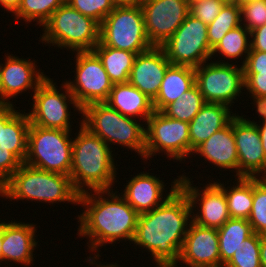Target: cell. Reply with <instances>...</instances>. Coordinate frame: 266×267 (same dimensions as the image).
I'll use <instances>...</instances> for the list:
<instances>
[{"mask_svg":"<svg viewBox=\"0 0 266 267\" xmlns=\"http://www.w3.org/2000/svg\"><path fill=\"white\" fill-rule=\"evenodd\" d=\"M170 65L163 48L153 46L136 55L128 82L154 101Z\"/></svg>","mask_w":266,"mask_h":267,"instance_id":"ffe728a7","label":"cell"},{"mask_svg":"<svg viewBox=\"0 0 266 267\" xmlns=\"http://www.w3.org/2000/svg\"><path fill=\"white\" fill-rule=\"evenodd\" d=\"M118 192L101 190L79 195V204L84 210L77 216L80 223L77 235L89 239L87 249L94 253V258H100L99 248L108 243L122 240L130 243L134 239L139 214Z\"/></svg>","mask_w":266,"mask_h":267,"instance_id":"7a4b0ae2","label":"cell"},{"mask_svg":"<svg viewBox=\"0 0 266 267\" xmlns=\"http://www.w3.org/2000/svg\"><path fill=\"white\" fill-rule=\"evenodd\" d=\"M85 260L88 261L87 264L89 263L90 266L93 265L94 267L95 266L96 267H120V264L118 265V263H114V262H112L111 264L110 263L109 264H107V263L101 264V261H99V263H98V258H94L93 256L92 257L89 256Z\"/></svg>","mask_w":266,"mask_h":267,"instance_id":"bcb514c9","label":"cell"},{"mask_svg":"<svg viewBox=\"0 0 266 267\" xmlns=\"http://www.w3.org/2000/svg\"><path fill=\"white\" fill-rule=\"evenodd\" d=\"M194 70L195 83L205 102L232 107L245 89L243 66H237L236 63H219L211 60Z\"/></svg>","mask_w":266,"mask_h":267,"instance_id":"7c38bea8","label":"cell"},{"mask_svg":"<svg viewBox=\"0 0 266 267\" xmlns=\"http://www.w3.org/2000/svg\"><path fill=\"white\" fill-rule=\"evenodd\" d=\"M145 125V162L159 153L167 158L184 161L190 157L189 123L166 116L162 111H154ZM189 155V156H188Z\"/></svg>","mask_w":266,"mask_h":267,"instance_id":"30bf717a","label":"cell"},{"mask_svg":"<svg viewBox=\"0 0 266 267\" xmlns=\"http://www.w3.org/2000/svg\"><path fill=\"white\" fill-rule=\"evenodd\" d=\"M74 80L64 81L73 97L83 109L92 103L106 102L113 82L100 59L93 51L75 52ZM76 56V57H75Z\"/></svg>","mask_w":266,"mask_h":267,"instance_id":"5bb4252c","label":"cell"},{"mask_svg":"<svg viewBox=\"0 0 266 267\" xmlns=\"http://www.w3.org/2000/svg\"><path fill=\"white\" fill-rule=\"evenodd\" d=\"M66 2L81 14L91 17L99 24L115 8L112 0H66Z\"/></svg>","mask_w":266,"mask_h":267,"instance_id":"d590c367","label":"cell"},{"mask_svg":"<svg viewBox=\"0 0 266 267\" xmlns=\"http://www.w3.org/2000/svg\"><path fill=\"white\" fill-rule=\"evenodd\" d=\"M100 43L136 54L153 47L139 2L115 6L100 24Z\"/></svg>","mask_w":266,"mask_h":267,"instance_id":"ba28073f","label":"cell"},{"mask_svg":"<svg viewBox=\"0 0 266 267\" xmlns=\"http://www.w3.org/2000/svg\"><path fill=\"white\" fill-rule=\"evenodd\" d=\"M251 49L266 52V24L250 31Z\"/></svg>","mask_w":266,"mask_h":267,"instance_id":"60d3db41","label":"cell"},{"mask_svg":"<svg viewBox=\"0 0 266 267\" xmlns=\"http://www.w3.org/2000/svg\"><path fill=\"white\" fill-rule=\"evenodd\" d=\"M146 35L153 46H162L190 14L186 0H139Z\"/></svg>","mask_w":266,"mask_h":267,"instance_id":"2e32d148","label":"cell"},{"mask_svg":"<svg viewBox=\"0 0 266 267\" xmlns=\"http://www.w3.org/2000/svg\"><path fill=\"white\" fill-rule=\"evenodd\" d=\"M75 138L72 137V166L70 177L75 190L79 193L101 190H114L118 168L115 164L113 147L82 125ZM114 154V155H113ZM114 156V157H113ZM116 165V166H115ZM116 180V181H115Z\"/></svg>","mask_w":266,"mask_h":267,"instance_id":"3957f363","label":"cell"},{"mask_svg":"<svg viewBox=\"0 0 266 267\" xmlns=\"http://www.w3.org/2000/svg\"><path fill=\"white\" fill-rule=\"evenodd\" d=\"M233 134L238 154V177H264L266 159L256 124L246 122L237 114L233 118Z\"/></svg>","mask_w":266,"mask_h":267,"instance_id":"ac0fdd59","label":"cell"},{"mask_svg":"<svg viewBox=\"0 0 266 267\" xmlns=\"http://www.w3.org/2000/svg\"><path fill=\"white\" fill-rule=\"evenodd\" d=\"M72 130L43 128L30 123L24 163L49 172L70 176Z\"/></svg>","mask_w":266,"mask_h":267,"instance_id":"52a82bcc","label":"cell"},{"mask_svg":"<svg viewBox=\"0 0 266 267\" xmlns=\"http://www.w3.org/2000/svg\"><path fill=\"white\" fill-rule=\"evenodd\" d=\"M42 27L43 33L39 37L42 45L72 50V53L92 51L100 42V24L67 2L56 9Z\"/></svg>","mask_w":266,"mask_h":267,"instance_id":"8992f818","label":"cell"},{"mask_svg":"<svg viewBox=\"0 0 266 267\" xmlns=\"http://www.w3.org/2000/svg\"><path fill=\"white\" fill-rule=\"evenodd\" d=\"M225 267H261L260 235L253 233L243 241Z\"/></svg>","mask_w":266,"mask_h":267,"instance_id":"e575fe53","label":"cell"},{"mask_svg":"<svg viewBox=\"0 0 266 267\" xmlns=\"http://www.w3.org/2000/svg\"><path fill=\"white\" fill-rule=\"evenodd\" d=\"M189 5L201 0H186Z\"/></svg>","mask_w":266,"mask_h":267,"instance_id":"f5cc1de1","label":"cell"},{"mask_svg":"<svg viewBox=\"0 0 266 267\" xmlns=\"http://www.w3.org/2000/svg\"><path fill=\"white\" fill-rule=\"evenodd\" d=\"M225 4L221 0H201L190 5V14L204 24H211Z\"/></svg>","mask_w":266,"mask_h":267,"instance_id":"74e56055","label":"cell"},{"mask_svg":"<svg viewBox=\"0 0 266 267\" xmlns=\"http://www.w3.org/2000/svg\"><path fill=\"white\" fill-rule=\"evenodd\" d=\"M230 107L206 102L198 114L189 123L190 157L193 151L214 132L226 127L238 114L230 111Z\"/></svg>","mask_w":266,"mask_h":267,"instance_id":"cb8c5ba5","label":"cell"},{"mask_svg":"<svg viewBox=\"0 0 266 267\" xmlns=\"http://www.w3.org/2000/svg\"><path fill=\"white\" fill-rule=\"evenodd\" d=\"M5 57V63H0V101L5 105H13L15 102L10 101L11 98L27 90L35 92L48 75L38 69L35 60L8 53Z\"/></svg>","mask_w":266,"mask_h":267,"instance_id":"e0dca14e","label":"cell"},{"mask_svg":"<svg viewBox=\"0 0 266 267\" xmlns=\"http://www.w3.org/2000/svg\"><path fill=\"white\" fill-rule=\"evenodd\" d=\"M221 264L218 231L191 222L176 264Z\"/></svg>","mask_w":266,"mask_h":267,"instance_id":"7402d4cb","label":"cell"},{"mask_svg":"<svg viewBox=\"0 0 266 267\" xmlns=\"http://www.w3.org/2000/svg\"><path fill=\"white\" fill-rule=\"evenodd\" d=\"M224 4H237L240 5V0H221Z\"/></svg>","mask_w":266,"mask_h":267,"instance_id":"f907efd6","label":"cell"},{"mask_svg":"<svg viewBox=\"0 0 266 267\" xmlns=\"http://www.w3.org/2000/svg\"><path fill=\"white\" fill-rule=\"evenodd\" d=\"M241 24L240 5L225 4L214 21L207 25L210 48L213 49L228 31Z\"/></svg>","mask_w":266,"mask_h":267,"instance_id":"d6a6232c","label":"cell"},{"mask_svg":"<svg viewBox=\"0 0 266 267\" xmlns=\"http://www.w3.org/2000/svg\"><path fill=\"white\" fill-rule=\"evenodd\" d=\"M37 226L33 223H23L20 221L5 222L3 220V241H2V264L10 262L27 266H34V250L38 242L35 238ZM32 264V265H31ZM8 267V266H5Z\"/></svg>","mask_w":266,"mask_h":267,"instance_id":"44dd1931","label":"cell"},{"mask_svg":"<svg viewBox=\"0 0 266 267\" xmlns=\"http://www.w3.org/2000/svg\"><path fill=\"white\" fill-rule=\"evenodd\" d=\"M241 117L248 123L250 124H256L258 130H259V133H260V137H261V142H262V147H263V151H264V155H265V159H266V121L264 122H260V124L257 122V121H251L250 119L248 118H244V115L242 116L241 114ZM258 123V124H257Z\"/></svg>","mask_w":266,"mask_h":267,"instance_id":"7bdbcfd3","label":"cell"},{"mask_svg":"<svg viewBox=\"0 0 266 267\" xmlns=\"http://www.w3.org/2000/svg\"><path fill=\"white\" fill-rule=\"evenodd\" d=\"M64 83V84H63ZM61 91L49 76L38 86L31 96L33 99L31 111L29 109V121L33 125L43 128L72 130L70 122L72 112L69 104H72L74 111L82 114L79 106L67 84L63 81ZM62 92V93H61Z\"/></svg>","mask_w":266,"mask_h":267,"instance_id":"9c48e42d","label":"cell"},{"mask_svg":"<svg viewBox=\"0 0 266 267\" xmlns=\"http://www.w3.org/2000/svg\"><path fill=\"white\" fill-rule=\"evenodd\" d=\"M261 267H266V236H260Z\"/></svg>","mask_w":266,"mask_h":267,"instance_id":"f6af8a7d","label":"cell"},{"mask_svg":"<svg viewBox=\"0 0 266 267\" xmlns=\"http://www.w3.org/2000/svg\"><path fill=\"white\" fill-rule=\"evenodd\" d=\"M105 103L124 116L143 119V124L154 113L153 101L129 82L113 84Z\"/></svg>","mask_w":266,"mask_h":267,"instance_id":"d4e9b609","label":"cell"},{"mask_svg":"<svg viewBox=\"0 0 266 267\" xmlns=\"http://www.w3.org/2000/svg\"><path fill=\"white\" fill-rule=\"evenodd\" d=\"M151 174V175H150ZM150 172L137 173L128 180L120 193L128 204L140 215L149 212L164 203L180 186V176L171 182L169 193L164 194L165 185L160 177ZM165 197H164V196Z\"/></svg>","mask_w":266,"mask_h":267,"instance_id":"d6986e66","label":"cell"},{"mask_svg":"<svg viewBox=\"0 0 266 267\" xmlns=\"http://www.w3.org/2000/svg\"><path fill=\"white\" fill-rule=\"evenodd\" d=\"M115 5H126L139 2V0H112Z\"/></svg>","mask_w":266,"mask_h":267,"instance_id":"681fc988","label":"cell"},{"mask_svg":"<svg viewBox=\"0 0 266 267\" xmlns=\"http://www.w3.org/2000/svg\"><path fill=\"white\" fill-rule=\"evenodd\" d=\"M244 81L248 95L266 96V72L244 73Z\"/></svg>","mask_w":266,"mask_h":267,"instance_id":"f35d334b","label":"cell"},{"mask_svg":"<svg viewBox=\"0 0 266 267\" xmlns=\"http://www.w3.org/2000/svg\"><path fill=\"white\" fill-rule=\"evenodd\" d=\"M14 107L5 105L0 110V187L24 163L27 154L29 117Z\"/></svg>","mask_w":266,"mask_h":267,"instance_id":"8fae6325","label":"cell"},{"mask_svg":"<svg viewBox=\"0 0 266 267\" xmlns=\"http://www.w3.org/2000/svg\"><path fill=\"white\" fill-rule=\"evenodd\" d=\"M2 241H3V220L1 221V218H0V266L2 265L1 262H2Z\"/></svg>","mask_w":266,"mask_h":267,"instance_id":"c3c4849f","label":"cell"},{"mask_svg":"<svg viewBox=\"0 0 266 267\" xmlns=\"http://www.w3.org/2000/svg\"><path fill=\"white\" fill-rule=\"evenodd\" d=\"M4 106H5V104L2 103V102L0 101V110H1Z\"/></svg>","mask_w":266,"mask_h":267,"instance_id":"db71d44e","label":"cell"},{"mask_svg":"<svg viewBox=\"0 0 266 267\" xmlns=\"http://www.w3.org/2000/svg\"><path fill=\"white\" fill-rule=\"evenodd\" d=\"M243 70L244 73L266 72V52L250 50Z\"/></svg>","mask_w":266,"mask_h":267,"instance_id":"ab89813d","label":"cell"},{"mask_svg":"<svg viewBox=\"0 0 266 267\" xmlns=\"http://www.w3.org/2000/svg\"><path fill=\"white\" fill-rule=\"evenodd\" d=\"M181 265V266H178ZM172 267H182V264H174ZM183 267H225L224 264H215V265H183Z\"/></svg>","mask_w":266,"mask_h":267,"instance_id":"7dc6e473","label":"cell"},{"mask_svg":"<svg viewBox=\"0 0 266 267\" xmlns=\"http://www.w3.org/2000/svg\"><path fill=\"white\" fill-rule=\"evenodd\" d=\"M262 0H240V4H249L251 2H257Z\"/></svg>","mask_w":266,"mask_h":267,"instance_id":"816d5d0a","label":"cell"},{"mask_svg":"<svg viewBox=\"0 0 266 267\" xmlns=\"http://www.w3.org/2000/svg\"><path fill=\"white\" fill-rule=\"evenodd\" d=\"M66 0H22L18 10L13 14L15 21L23 20L27 24L36 22L43 26L53 12L62 6Z\"/></svg>","mask_w":266,"mask_h":267,"instance_id":"1f68e13d","label":"cell"},{"mask_svg":"<svg viewBox=\"0 0 266 267\" xmlns=\"http://www.w3.org/2000/svg\"><path fill=\"white\" fill-rule=\"evenodd\" d=\"M191 222L189 198L179 187L164 203L139 215L132 243L151 253L156 267H172Z\"/></svg>","mask_w":266,"mask_h":267,"instance_id":"6da1fadb","label":"cell"},{"mask_svg":"<svg viewBox=\"0 0 266 267\" xmlns=\"http://www.w3.org/2000/svg\"><path fill=\"white\" fill-rule=\"evenodd\" d=\"M250 49V31L241 24L237 28L228 31V33H226L225 36L220 40V42L212 49L211 59L214 58L212 60L214 61L215 57H218L220 55L215 62L232 63L233 61L231 60L234 59V61H236L238 58H241V61L243 59L241 66H243L246 62ZM221 56L222 58L224 57L223 59L225 61H227L225 62L224 60H219ZM228 60L230 62H228Z\"/></svg>","mask_w":266,"mask_h":267,"instance_id":"83f0119b","label":"cell"},{"mask_svg":"<svg viewBox=\"0 0 266 267\" xmlns=\"http://www.w3.org/2000/svg\"><path fill=\"white\" fill-rule=\"evenodd\" d=\"M100 59L113 84L127 83L136 53L104 46L100 42L92 50Z\"/></svg>","mask_w":266,"mask_h":267,"instance_id":"4316f807","label":"cell"},{"mask_svg":"<svg viewBox=\"0 0 266 267\" xmlns=\"http://www.w3.org/2000/svg\"><path fill=\"white\" fill-rule=\"evenodd\" d=\"M253 233L266 236V179L253 177V202L248 218Z\"/></svg>","mask_w":266,"mask_h":267,"instance_id":"836d02e7","label":"cell"},{"mask_svg":"<svg viewBox=\"0 0 266 267\" xmlns=\"http://www.w3.org/2000/svg\"><path fill=\"white\" fill-rule=\"evenodd\" d=\"M226 187V184L217 181L226 195L230 218L248 219L251 214L253 202V177H236ZM233 187H232V186ZM231 186V187H230Z\"/></svg>","mask_w":266,"mask_h":267,"instance_id":"f1b7e54d","label":"cell"},{"mask_svg":"<svg viewBox=\"0 0 266 267\" xmlns=\"http://www.w3.org/2000/svg\"><path fill=\"white\" fill-rule=\"evenodd\" d=\"M206 102L196 83L162 112L173 119L190 123Z\"/></svg>","mask_w":266,"mask_h":267,"instance_id":"4dcf8cb0","label":"cell"},{"mask_svg":"<svg viewBox=\"0 0 266 267\" xmlns=\"http://www.w3.org/2000/svg\"><path fill=\"white\" fill-rule=\"evenodd\" d=\"M161 47L171 65L196 68L211 60L207 25L191 14Z\"/></svg>","mask_w":266,"mask_h":267,"instance_id":"4fadbf2b","label":"cell"},{"mask_svg":"<svg viewBox=\"0 0 266 267\" xmlns=\"http://www.w3.org/2000/svg\"><path fill=\"white\" fill-rule=\"evenodd\" d=\"M196 153V154H195ZM209 161V165L221 169H229L238 177V154L233 134V119L221 130L214 132L206 141L200 144L192 153Z\"/></svg>","mask_w":266,"mask_h":267,"instance_id":"603a6c76","label":"cell"},{"mask_svg":"<svg viewBox=\"0 0 266 267\" xmlns=\"http://www.w3.org/2000/svg\"><path fill=\"white\" fill-rule=\"evenodd\" d=\"M22 0H0V6L12 15L18 10Z\"/></svg>","mask_w":266,"mask_h":267,"instance_id":"ee69618b","label":"cell"},{"mask_svg":"<svg viewBox=\"0 0 266 267\" xmlns=\"http://www.w3.org/2000/svg\"><path fill=\"white\" fill-rule=\"evenodd\" d=\"M79 195L70 176L40 170L25 163L0 187V196L10 201L67 202L76 206L79 205Z\"/></svg>","mask_w":266,"mask_h":267,"instance_id":"277c9868","label":"cell"},{"mask_svg":"<svg viewBox=\"0 0 266 267\" xmlns=\"http://www.w3.org/2000/svg\"><path fill=\"white\" fill-rule=\"evenodd\" d=\"M218 231L221 264H226L243 241L253 234L248 219L230 218Z\"/></svg>","mask_w":266,"mask_h":267,"instance_id":"f546056e","label":"cell"},{"mask_svg":"<svg viewBox=\"0 0 266 267\" xmlns=\"http://www.w3.org/2000/svg\"><path fill=\"white\" fill-rule=\"evenodd\" d=\"M249 97L252 98L250 100H253L252 104L256 105L255 113H258V117L262 118V121L259 120V123L266 121V96L250 95Z\"/></svg>","mask_w":266,"mask_h":267,"instance_id":"b9f144b4","label":"cell"},{"mask_svg":"<svg viewBox=\"0 0 266 267\" xmlns=\"http://www.w3.org/2000/svg\"><path fill=\"white\" fill-rule=\"evenodd\" d=\"M195 84V70L189 66L170 65L164 75L159 93L153 101L154 111H163Z\"/></svg>","mask_w":266,"mask_h":267,"instance_id":"484cf974","label":"cell"},{"mask_svg":"<svg viewBox=\"0 0 266 267\" xmlns=\"http://www.w3.org/2000/svg\"><path fill=\"white\" fill-rule=\"evenodd\" d=\"M241 23L249 31L266 24V0L240 4Z\"/></svg>","mask_w":266,"mask_h":267,"instance_id":"8d00e7d4","label":"cell"},{"mask_svg":"<svg viewBox=\"0 0 266 267\" xmlns=\"http://www.w3.org/2000/svg\"><path fill=\"white\" fill-rule=\"evenodd\" d=\"M191 180L186 173L180 175L179 187L189 198L192 222L202 227L219 229L230 219L223 188L216 180L210 179L212 183L208 181L209 184H205L200 190V186L194 185Z\"/></svg>","mask_w":266,"mask_h":267,"instance_id":"9a60e30c","label":"cell"},{"mask_svg":"<svg viewBox=\"0 0 266 267\" xmlns=\"http://www.w3.org/2000/svg\"><path fill=\"white\" fill-rule=\"evenodd\" d=\"M82 125L109 147L121 145L144 160L145 126L138 119L124 116L105 102L92 103L82 109Z\"/></svg>","mask_w":266,"mask_h":267,"instance_id":"5b68a950","label":"cell"}]
</instances>
